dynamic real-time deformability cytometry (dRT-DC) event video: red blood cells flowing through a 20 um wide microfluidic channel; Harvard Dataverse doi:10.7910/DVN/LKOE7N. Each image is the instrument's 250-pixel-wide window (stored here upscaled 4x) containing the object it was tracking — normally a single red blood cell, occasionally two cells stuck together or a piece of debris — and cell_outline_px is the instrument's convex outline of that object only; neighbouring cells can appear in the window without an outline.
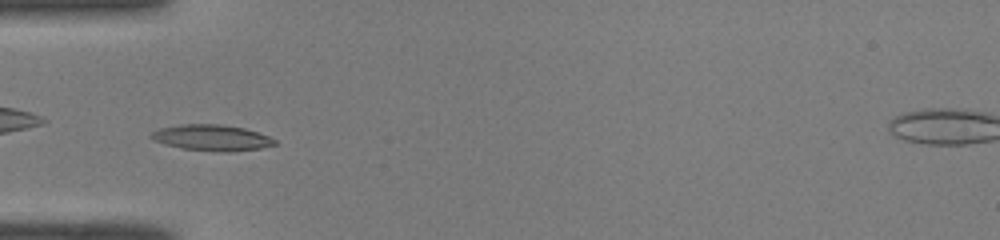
{"species": "common noctule bat (a hibernating species)", "species_latin": "Nyctalus noctula", "temperature_condition": "room temperature", "stored_images_in_passage": 45, "camera_frame_rate_fps": 3000, "um_per_image_px": 0.085, "animal": {"sex": "male", "body_mass_g": 19.0, "forearm_length_mm": 50.8}, "frame": {"image": 1, "passage_image": 11, "time_ms": 3.333, "image_size_px": [1000, 240], "cell_outline_px": [[280, 144], [260, 148], [232, 152], [224, 152], [180, 148], [164, 144], [152, 140], [148, 136], [152, 132], [160, 128], [180, 124], [220, 124], [244, 128], [268, 136], [276, 140]], "centroid_in_image_um": [17.99, 11.71], "position_along_channel_um": 67.0, "area_um2": 18.84}}
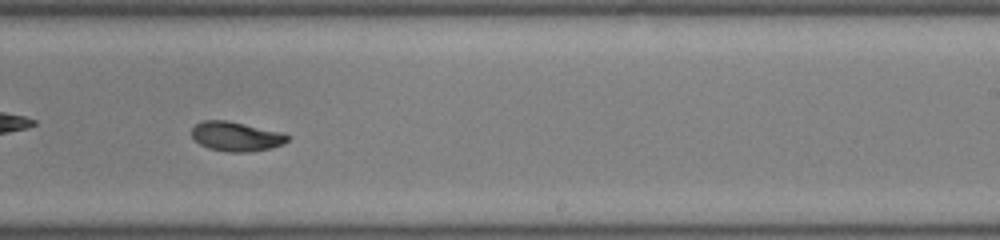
{"frame": {"image": 2, "passage_image": 26, "time_ms": 8.333, "image_size_px": [1000, 240], "cell_outline_px": [[288, 140], [284, 144], [272, 148], [248, 152], [228, 152], [208, 148], [200, 144], [192, 136], [192, 128], [200, 120], [228, 120], [284, 132], [288, 136]], "centroid_in_image_um": [20.09, 11.59], "position_along_channel_um": 268.9, "area_um2": 16.65}}
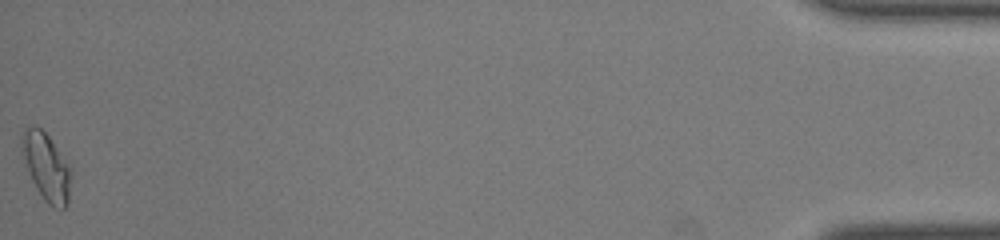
{"frame": {"image": 3, "passage_image": 45, "time_ms": 14.667, "image_size_px": [1000, 240], "cell_outline_px": [[72, 176], [68, 204], [64, 208], [52, 208], [44, 200], [36, 188], [32, 180], [20, 152], [20, 144], [24, 132], [28, 128], [40, 128], [48, 136], [68, 164]], "centroid_in_image_um": [3.95, 14.25], "position_along_channel_um": 431.2, "area_um2": 19.13}, "authors_computed_cell_mechanics": {"area_um2": 16.8776, "velocity_mm_per_s": 4.0668, "shape_relaxation_time_tau1_ms": 4.7507, "shape_relaxation_time_tau2_ms": 2.3634, "deformation_change_tau1": 0.1835, "deformation_change_tau2": 0.041}}